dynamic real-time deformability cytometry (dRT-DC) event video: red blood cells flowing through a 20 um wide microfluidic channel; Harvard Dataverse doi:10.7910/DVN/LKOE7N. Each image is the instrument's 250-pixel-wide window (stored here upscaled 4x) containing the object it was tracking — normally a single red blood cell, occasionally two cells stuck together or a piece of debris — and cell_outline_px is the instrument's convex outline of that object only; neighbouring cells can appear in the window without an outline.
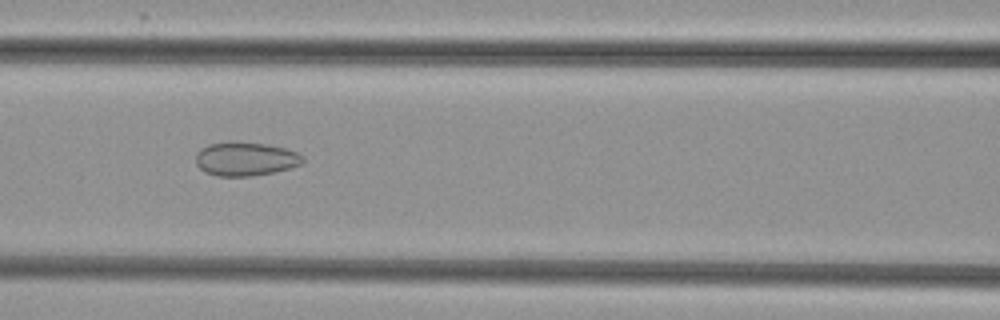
{"species": "common noctule bat (a hibernating species)", "species_latin": "Nyctalus noctula", "temperature_condition": "cold", "stored_images_in_passage": 21, "camera_frame_rate_fps": 3000, "um_per_image_px": 0.085, "animal": {"sex": "female", "body_mass_g": 29.2, "forearm_length_mm": 56.3}, "frame": {"image": 1, "passage_image": 9, "time_ms": 2.667, "image_size_px": [1000, 320], "cell_outline_px": [[304, 160], [300, 164], [288, 168], [272, 172], [248, 176], [216, 176], [204, 172], [196, 164], [196, 152], [200, 148], [208, 144], [268, 144], [284, 148], [296, 152], [304, 156]], "centroid_in_image_um": [20.84, 13.54], "position_along_channel_um": 145.8, "area_um2": 20.4}}
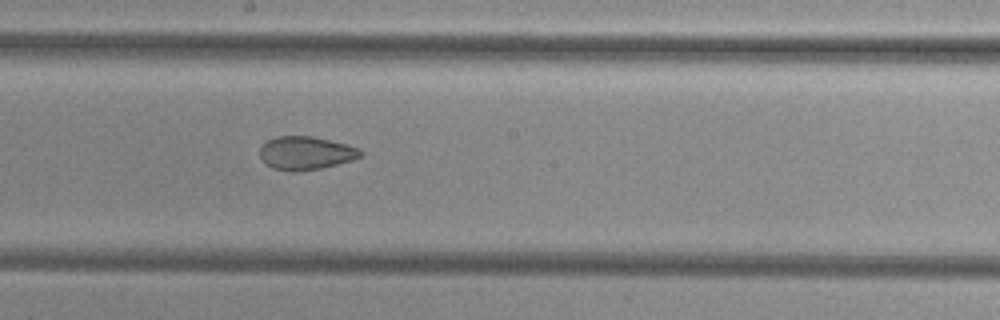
{"frame": {"image": 2, "passage_image": 15, "time_ms": 4.667, "image_size_px": [1000, 320], "cell_outline_px": [[364, 152], [360, 156], [352, 160], [320, 168], [296, 172], [292, 172], [272, 168], [260, 156], [260, 148], [268, 140], [276, 136], [312, 136], [360, 148]], "centroid_in_image_um": [25.99, 13.01], "position_along_channel_um": 222.2, "area_um2": 19.31}}
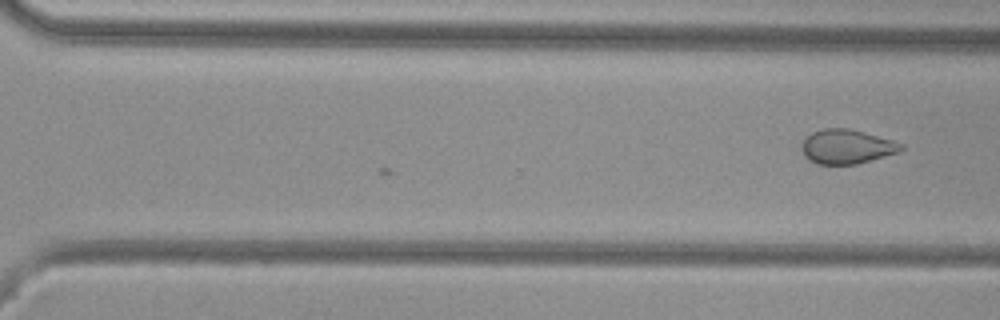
{"frame": {"image": 3, "passage_image": 21, "time_ms": 6.667, "image_size_px": [1000, 320], "cell_outline_px": [[904, 148], [900, 152], [856, 164], [816, 164], [808, 160], [804, 156], [800, 148], [804, 140], [812, 132], [824, 128], [848, 128], [864, 132], [892, 140], [904, 144]], "centroid_in_image_um": [71.96, 12.47], "position_along_channel_um": 298.6, "area_um2": 19.94}}